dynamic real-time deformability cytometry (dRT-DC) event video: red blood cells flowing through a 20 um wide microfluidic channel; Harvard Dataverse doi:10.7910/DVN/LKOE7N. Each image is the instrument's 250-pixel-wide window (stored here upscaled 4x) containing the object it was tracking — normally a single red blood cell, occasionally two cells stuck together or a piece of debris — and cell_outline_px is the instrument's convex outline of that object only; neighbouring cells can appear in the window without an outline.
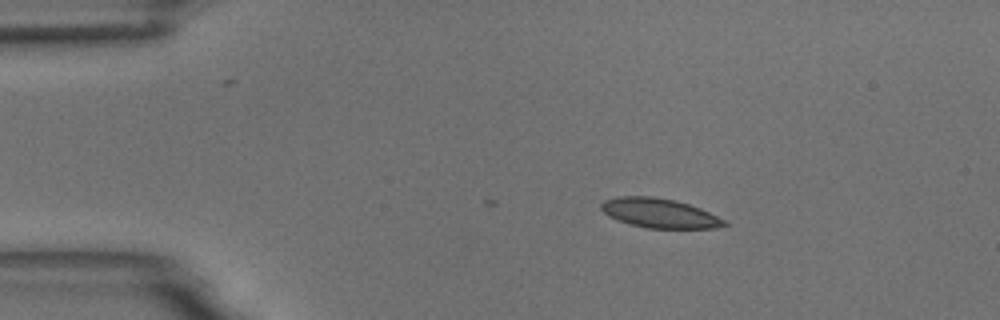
{"species": "common noctule bat (a hibernating species)", "species_latin": "Nyctalus noctula", "temperature_condition": "room temperature", "stored_images_in_passage": 35, "camera_frame_rate_fps": 3000, "um_per_image_px": 0.085, "animal": {"sex": "male", "body_mass_g": 18.8}, "frame": {"image": 1, "passage_image": 1, "time_ms": 0.0, "image_size_px": [1000, 320], "cell_outline_px": [[728, 224], [716, 228], [648, 228], [628, 224], [608, 216], [600, 208], [600, 204], [604, 200], [616, 196], [652, 196], [672, 200], [688, 204], [700, 208], [728, 220]], "centroid_in_image_um": [56.05, 18.12], "position_along_channel_um": 28.9, "area_um2": 21.21}}
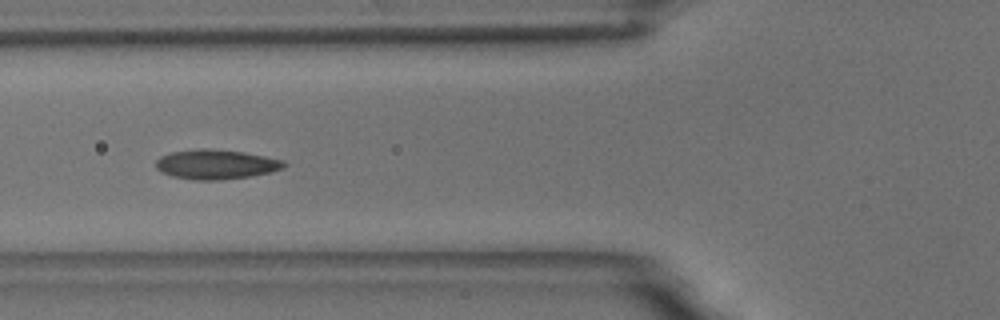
{"frame": {"image": 2, "passage_image": 12, "time_ms": 3.667, "image_size_px": [1000, 320], "cell_outline_px": [[288, 164], [284, 168], [272, 172], [248, 176], [216, 180], [192, 180], [172, 176], [156, 168], [156, 160], [160, 156], [172, 152], [204, 148], [208, 148], [244, 152], [284, 160]], "centroid_in_image_um": [18.39, 13.97], "position_along_channel_um": 107.4, "area_um2": 22.02}}
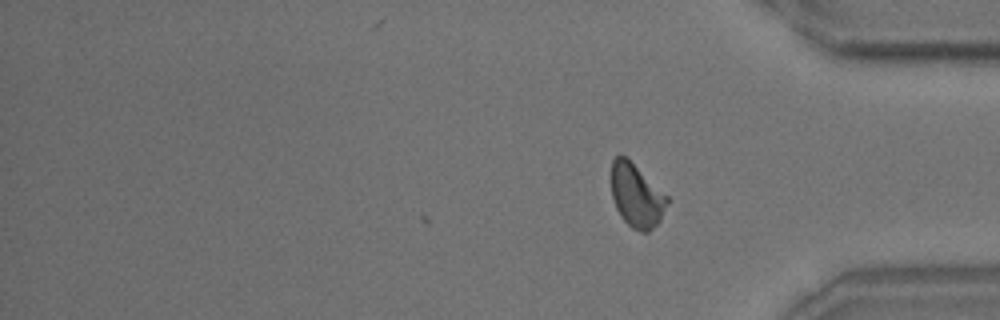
{"frame": {"image": 3, "passage_image": 35, "time_ms": 11.333, "image_size_px": [1000, 320], "cell_outline_px": [[668, 204], [660, 220], [648, 232], [640, 232], [632, 228], [620, 216], [616, 208], [612, 196], [612, 160], [616, 156], [624, 156], [668, 196]], "centroid_in_image_um": [54.1, 16.66], "position_along_channel_um": 381.1, "area_um2": 20.23}, "authors_computed_cell_mechanics": {"area_um2": 21.2126, "velocity_mm_per_s": 3.6824, "shape_relaxation_time_tau1_ms": 4.5514, "shape_relaxation_time_tau2_ms": 1.741, "deformation_change_tau1": 0.1249, "deformation_change_tau2": 0.0471}}